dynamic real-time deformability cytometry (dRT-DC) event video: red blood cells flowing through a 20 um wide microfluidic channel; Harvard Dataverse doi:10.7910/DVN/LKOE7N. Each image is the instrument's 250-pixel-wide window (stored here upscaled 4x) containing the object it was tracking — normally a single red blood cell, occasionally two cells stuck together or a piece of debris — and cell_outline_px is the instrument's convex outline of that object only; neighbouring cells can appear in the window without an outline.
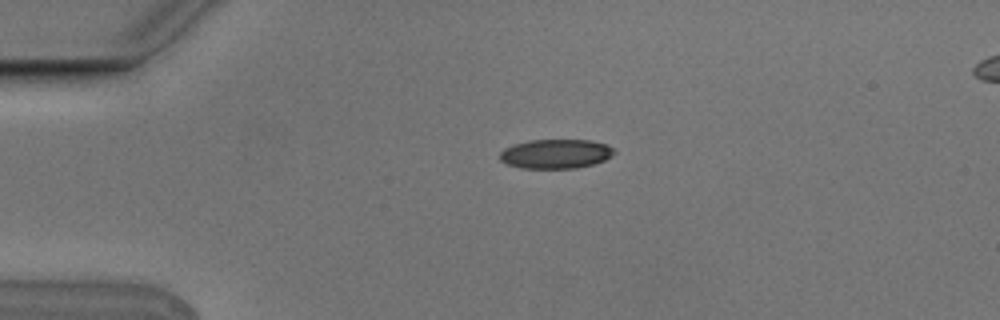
{"species": "Egyptian fruit bat (a non-hibernating species)", "species_latin": "Rousettus aegyptiacus", "temperature_condition": "cold", "stored_images_in_passage": 2, "camera_frame_rate_fps": 3000, "um_per_image_px": 0.085, "animal": {"sex": "male"}, "frame": {"image": 1, "passage_image": 1, "time_ms": 0.0, "image_size_px": [1000, 320], "cell_outline_px": [[616, 152], [612, 156], [604, 160], [592, 164], [576, 168], [520, 168], [508, 164], [500, 160], [500, 152], [504, 148], [528, 140], [588, 140], [608, 144]], "centroid_in_image_um": [47.25, 13.07], "position_along_channel_um": 37.8, "area_um2": 19.48}}